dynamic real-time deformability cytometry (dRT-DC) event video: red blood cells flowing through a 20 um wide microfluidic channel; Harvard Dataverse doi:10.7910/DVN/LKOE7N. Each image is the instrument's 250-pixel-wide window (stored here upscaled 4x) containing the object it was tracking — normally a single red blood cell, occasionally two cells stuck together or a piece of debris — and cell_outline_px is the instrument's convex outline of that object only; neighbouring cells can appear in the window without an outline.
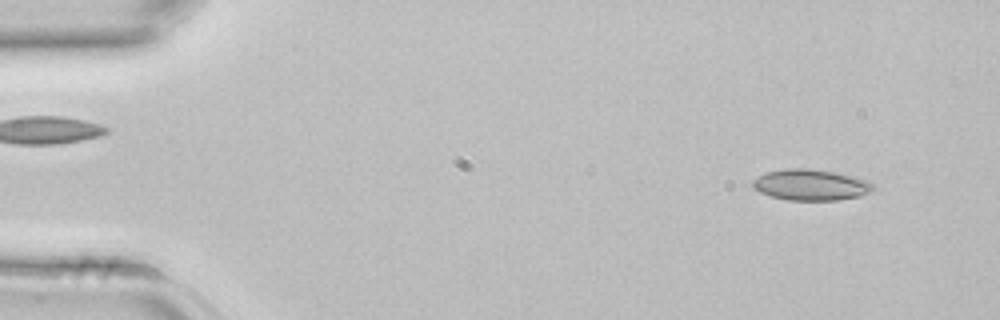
{"species": "common noctule bat (a hibernating species)", "species_latin": "Nyctalus noctula", "temperature_condition": "room temperature", "stored_images_in_passage": 42, "camera_frame_rate_fps": 3000, "um_per_image_px": 0.085, "animal": {"sex": "female", "body_mass_g": 22.7, "forearm_length_mm": 54.2}, "frame": {"image": 1, "passage_image": 3, "time_ms": 0.667, "image_size_px": [1000, 320], "cell_outline_px": [[876, 188], [872, 192], [860, 196], [840, 200], [788, 200], [772, 196], [760, 192], [752, 184], [752, 180], [768, 172], [784, 168], [808, 168], [836, 172], [868, 180]], "centroid_in_image_um": [68.97, 15.71], "position_along_channel_um": 16.0, "area_um2": 21.79}}
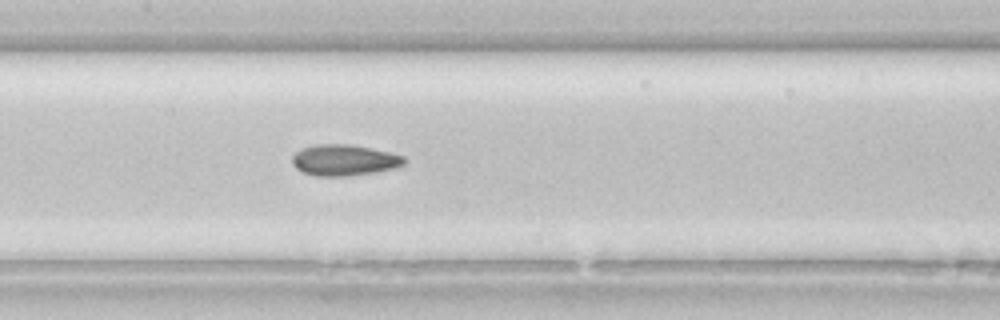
{"frame": {"image": 2, "passage_image": 20, "time_ms": 6.333, "image_size_px": [1000, 320], "cell_outline_px": [[408, 160], [404, 164], [396, 168], [376, 172], [348, 176], [316, 176], [304, 172], [296, 168], [292, 164], [292, 156], [300, 148], [316, 144], [348, 144], [372, 148], [404, 156]], "centroid_in_image_um": [29.26, 13.61], "position_along_channel_um": 178.1, "area_um2": 20.46}}
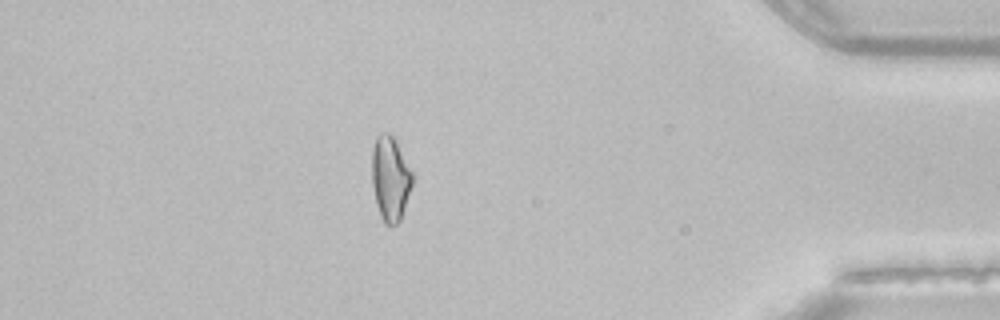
{"frame": {"image": 3, "passage_image": 37, "time_ms": 12.0, "image_size_px": [1000, 320], "cell_outline_px": [[412, 184], [400, 220], [396, 224], [384, 224], [380, 216], [376, 204], [372, 184], [372, 148], [376, 136], [380, 132], [388, 132], [396, 136], [412, 172]], "centroid_in_image_um": [33.16, 15.09], "position_along_channel_um": 402.0, "area_um2": 20.23}}